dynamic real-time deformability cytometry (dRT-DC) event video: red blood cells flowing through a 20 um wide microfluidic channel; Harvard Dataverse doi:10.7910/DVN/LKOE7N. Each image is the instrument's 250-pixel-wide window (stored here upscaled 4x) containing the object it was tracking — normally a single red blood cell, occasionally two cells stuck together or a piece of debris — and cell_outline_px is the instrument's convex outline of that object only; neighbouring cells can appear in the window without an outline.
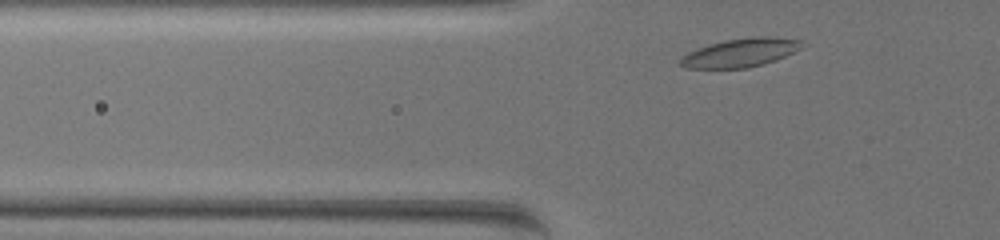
{"species": "common noctule bat (a hibernating species)", "species_latin": "Nyctalus noctula", "temperature_condition": "warm", "stored_images_in_passage": 35, "camera_frame_rate_fps": 3000, "um_per_image_px": 0.085, "animal": {"sex": "female", "body_mass_g": 19.5, "forearm_length_mm": 54.1}, "frame": {"image": 1, "passage_image": 4, "time_ms": 1.0, "image_size_px": [1000, 240], "cell_outline_px": [[800, 48], [776, 60], [764, 64], [748, 68], [684, 68], [676, 64], [688, 52], [724, 40], [760, 36], [776, 36], [800, 40]], "centroid_in_image_um": [62.91, 4.49], "position_along_channel_um": 62.9, "area_um2": 20.0}}
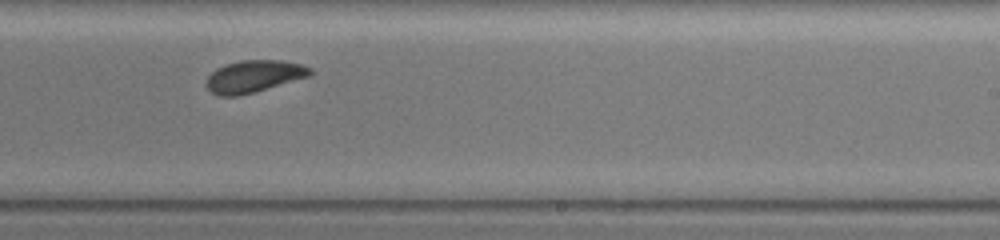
{"frame": {"image": 2, "passage_image": 23, "time_ms": 7.333, "image_size_px": [1000, 240], "cell_outline_px": [[312, 76], [252, 92], [236, 96], [220, 96], [212, 92], [204, 84], [208, 76], [216, 68], [240, 60], [280, 60], [304, 64], [312, 68]], "centroid_in_image_um": [21.61, 6.47], "position_along_channel_um": 267.4, "area_um2": 19.42}}
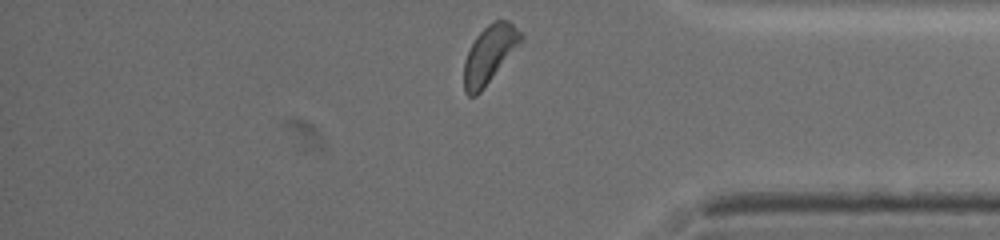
{"frame": {"image": 3, "passage_image": 35, "time_ms": 11.333, "image_size_px": [1000, 240], "cell_outline_px": [[524, 36], [480, 92], [476, 96], [468, 96], [464, 92], [464, 60], [476, 36], [488, 24], [496, 20], [508, 20], [524, 32]], "centroid_in_image_um": [41.58, 4.59], "position_along_channel_um": 393.6, "area_um2": 18.55}, "authors_computed_cell_mechanics": {"area_um2": 19.4786, "velocity_mm_per_s": 3.4185, "shape_relaxation_time_tau1_ms": 5.6518, "shape_relaxation_time_tau2_ms": 8.6693, "deformation_change_tau1": 0.1699, "deformation_change_tau2": 0.138}}